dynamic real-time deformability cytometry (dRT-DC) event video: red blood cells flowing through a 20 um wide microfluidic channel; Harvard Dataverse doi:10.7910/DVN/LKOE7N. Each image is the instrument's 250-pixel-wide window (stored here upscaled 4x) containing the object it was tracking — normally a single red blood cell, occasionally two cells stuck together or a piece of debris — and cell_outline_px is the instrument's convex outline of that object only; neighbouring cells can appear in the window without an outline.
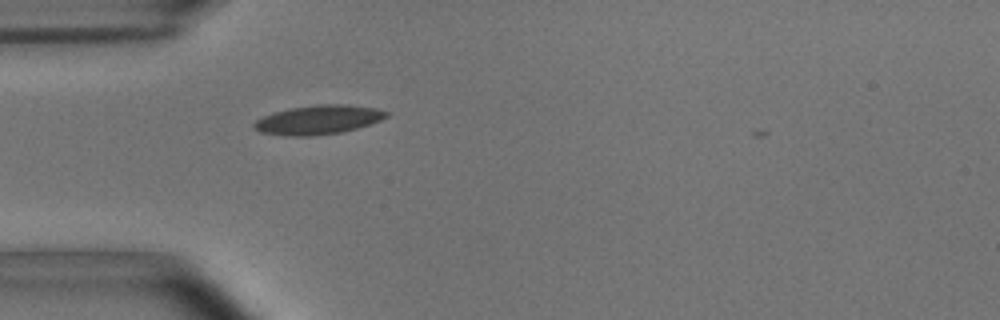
{"species": "common noctule bat (a hibernating species)", "species_latin": "Nyctalus noctula", "temperature_condition": "room temperature", "stored_images_in_passage": 37, "camera_frame_rate_fps": 3000, "um_per_image_px": 0.085, "animal": {"sex": "male", "body_mass_g": 15.6}, "frame": {"image": 1, "passage_image": 1, "time_ms": 0.0, "image_size_px": [1000, 320], "cell_outline_px": [[392, 112], [388, 116], [380, 120], [344, 132], [312, 136], [288, 136], [260, 132], [252, 128], [252, 124], [256, 120], [272, 112], [292, 108], [320, 104], [344, 104], [376, 108]], "centroid_in_image_um": [27.05, 10.18], "position_along_channel_um": 57.9, "area_um2": 22.54}}
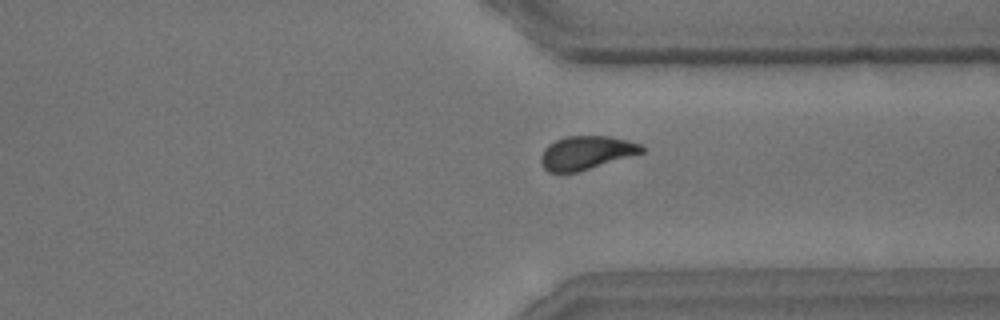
{"frame": {"image": 2, "passage_image": 26, "time_ms": 8.333, "image_size_px": [1000, 320], "cell_outline_px": [[644, 152], [576, 172], [548, 172], [540, 164], [540, 156], [544, 148], [548, 144], [564, 136], [608, 136], [628, 140], [640, 144], [644, 148]], "centroid_in_image_um": [49.78, 12.97], "position_along_channel_um": 361.6, "area_um2": 19.59}}
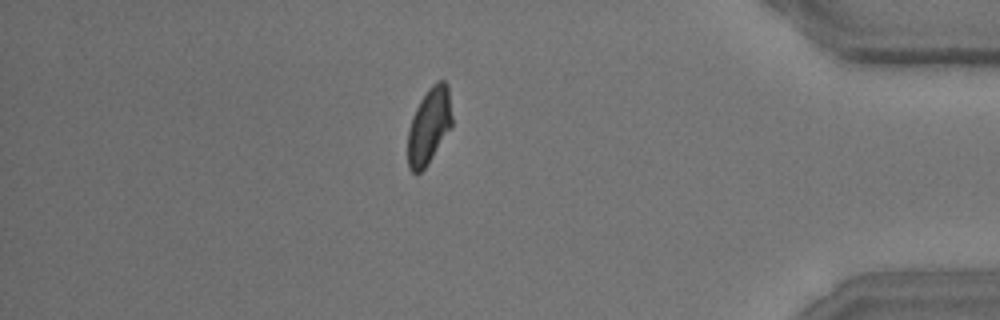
{"frame": {"image": 3, "passage_image": 32, "time_ms": 10.333, "image_size_px": [1000, 320], "cell_outline_px": [[452, 128], [428, 164], [420, 172], [412, 172], [408, 168], [408, 128], [412, 116], [420, 100], [428, 88], [436, 80], [444, 80], [448, 84], [452, 116]], "centroid_in_image_um": [36.48, 10.68], "position_along_channel_um": 398.7, "area_um2": 19.94}, "authors_computed_cell_mechanics": {"area_um2": 20.4612, "velocity_mm_per_s": 3.6732, "shape_relaxation_time_tau1_ms": 2.8611, "shape_relaxation_time_tau2_ms": 1.5107, "deformation_change_tau1": 0.1141, "deformation_change_tau2": 0.0606}}